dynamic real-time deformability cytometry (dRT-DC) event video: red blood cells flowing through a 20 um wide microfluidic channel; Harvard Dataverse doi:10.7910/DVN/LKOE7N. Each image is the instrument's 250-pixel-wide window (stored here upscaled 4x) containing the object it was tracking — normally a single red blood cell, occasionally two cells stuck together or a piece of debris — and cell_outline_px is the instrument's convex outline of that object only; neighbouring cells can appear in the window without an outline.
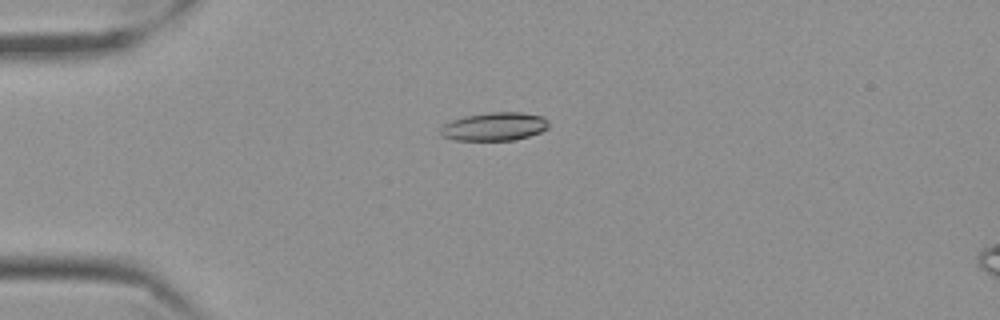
{"species": "Egyptian fruit bat (a non-hibernating species)", "species_latin": "Rousettus aegyptiacus", "temperature_condition": "cold", "stored_images_in_passage": 44, "camera_frame_rate_fps": 3000, "um_per_image_px": 0.085, "frame": {"image": 1, "passage_image": 1, "time_ms": 0.0, "image_size_px": [1000, 320], "cell_outline_px": [[548, 128], [540, 132], [528, 136], [512, 140], [456, 140], [440, 136], [440, 128], [444, 124], [452, 120], [464, 116], [488, 112], [520, 112], [544, 116], [548, 120]], "centroid_in_image_um": [42.02, 10.75], "position_along_channel_um": 43.0, "area_um2": 17.92}}
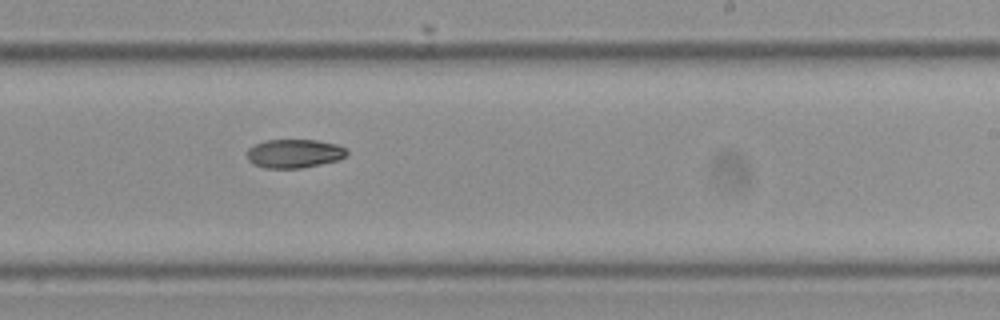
{"frame": {"image": 2, "passage_image": 22, "time_ms": 7.0, "image_size_px": [1000, 320], "cell_outline_px": [[348, 152], [340, 160], [300, 168], [264, 168], [252, 164], [248, 160], [248, 148], [252, 144], [264, 140], [316, 140], [336, 144], [344, 148]], "centroid_in_image_um": [24.97, 13.05], "position_along_channel_um": 264.0, "area_um2": 16.76}}
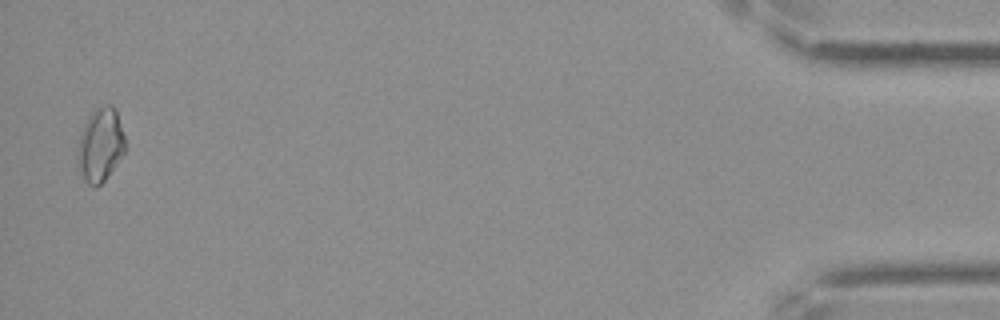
{"frame": {"image": 3, "passage_image": 43, "time_ms": 14.0, "image_size_px": [1000, 320], "cell_outline_px": [[124, 152], [116, 164], [104, 180], [96, 188], [88, 184], [84, 180], [76, 156], [80, 136], [84, 124], [88, 116], [96, 108], [104, 104], [112, 104], [116, 108], [124, 136]], "centroid_in_image_um": [8.52, 12.29], "position_along_channel_um": 426.7, "area_um2": 20.23}}